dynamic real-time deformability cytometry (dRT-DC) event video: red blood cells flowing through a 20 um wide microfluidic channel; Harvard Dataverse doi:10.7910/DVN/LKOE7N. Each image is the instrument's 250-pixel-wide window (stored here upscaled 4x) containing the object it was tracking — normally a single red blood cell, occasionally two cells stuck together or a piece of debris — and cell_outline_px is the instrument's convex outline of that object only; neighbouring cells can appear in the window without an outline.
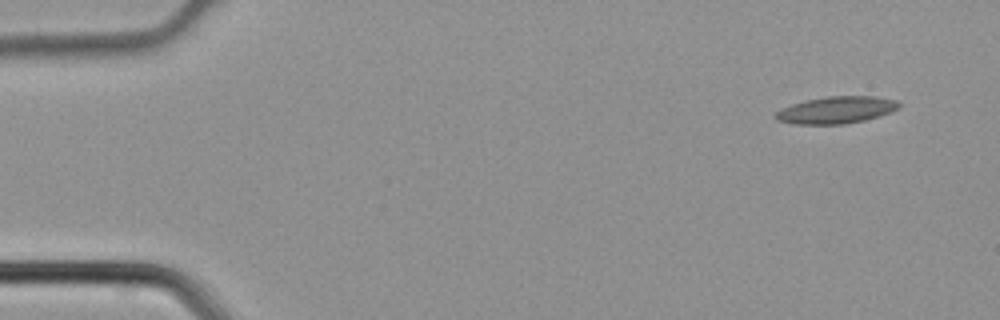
{"species": "common noctule bat (a hibernating species)", "species_latin": "Nyctalus noctula", "temperature_condition": "cold", "stored_images_in_passage": 5, "camera_frame_rate_fps": 3000, "um_per_image_px": 0.085, "animal": {"sex": "male", "body_mass_g": 21.5, "forearm_length_mm": 52.0}, "frame": {"image": 1, "passage_image": 1, "time_ms": 0.0, "image_size_px": [1000, 320], "cell_outline_px": [[900, 108], [892, 112], [864, 120], [844, 124], [796, 124], [776, 120], [772, 116], [780, 108], [804, 100], [828, 96], [876, 96], [896, 100], [900, 104]], "centroid_in_image_um": [71.07, 9.34], "position_along_channel_um": 13.9, "area_um2": 19.59}}
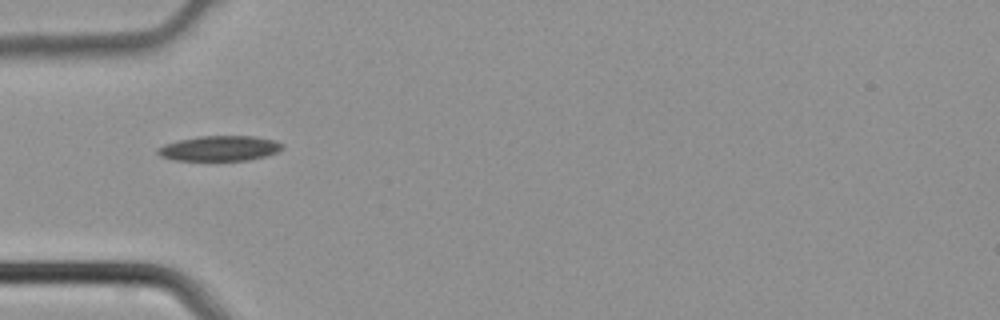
{"frame": {"image": 2, "passage_image": 4, "time_ms": 1.0, "image_size_px": [1000, 320], "cell_outline_px": [[284, 148], [280, 152], [248, 160], [172, 160], [160, 156], [156, 152], [156, 148], [164, 144], [180, 140], [200, 136], [256, 136], [272, 140], [284, 144]], "centroid_in_image_um": [18.67, 12.61], "position_along_channel_um": 66.3, "area_um2": 18.32}}
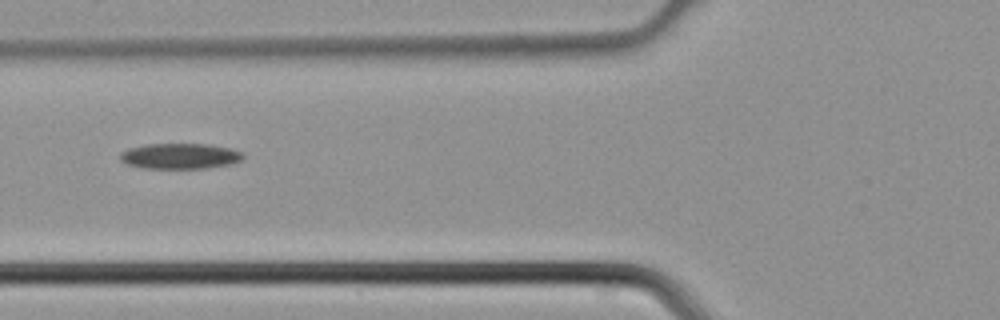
{"frame": {"image": 3, "passage_image": 5, "time_ms": 1.333, "image_size_px": [1000, 320], "cell_outline_px": [[244, 156], [240, 160], [232, 164], [208, 168], [140, 168], [128, 164], [120, 160], [120, 152], [128, 148], [144, 144], [208, 144], [232, 148], [240, 152]], "centroid_in_image_um": [15.28, 13.26], "position_along_channel_um": 110.5, "area_um2": 18.44}}